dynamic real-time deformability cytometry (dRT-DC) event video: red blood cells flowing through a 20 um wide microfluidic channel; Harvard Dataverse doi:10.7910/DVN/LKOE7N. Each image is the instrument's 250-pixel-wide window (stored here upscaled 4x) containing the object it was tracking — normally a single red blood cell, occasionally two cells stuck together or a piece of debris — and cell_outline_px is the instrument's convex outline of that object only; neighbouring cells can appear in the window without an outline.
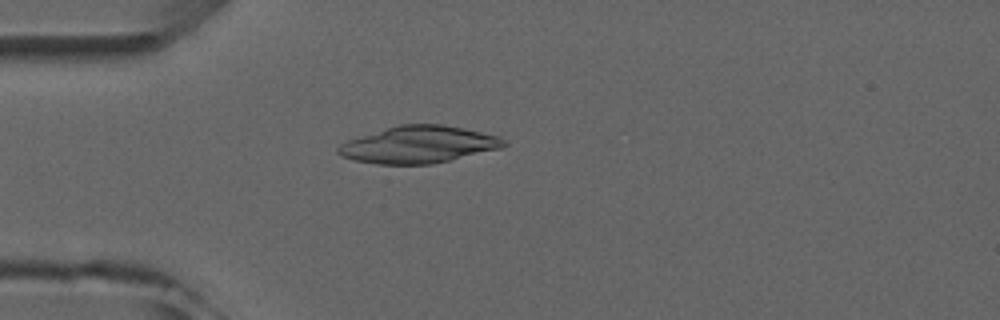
{"species": "common noctule bat (a hibernating species)", "species_latin": "Nyctalus noctula", "temperature_condition": "room temperature", "stored_images_in_passage": 4, "camera_frame_rate_fps": 3000, "um_per_image_px": 0.085, "animal": {"sex": "male", "forearm_length_mm": 52.5}, "frame": {"image": 1, "passage_image": 4, "time_ms": 3.333, "image_size_px": [1000, 320], "cell_outline_px": [[508, 144], [500, 148], [432, 164], [376, 164], [356, 160], [340, 156], [336, 152], [336, 148], [340, 144], [348, 140], [400, 124], [440, 124], [464, 128], [500, 136]], "centroid_in_image_um": [35.57, 12.29], "position_along_channel_um": 49.4, "area_um2": 35.43}}